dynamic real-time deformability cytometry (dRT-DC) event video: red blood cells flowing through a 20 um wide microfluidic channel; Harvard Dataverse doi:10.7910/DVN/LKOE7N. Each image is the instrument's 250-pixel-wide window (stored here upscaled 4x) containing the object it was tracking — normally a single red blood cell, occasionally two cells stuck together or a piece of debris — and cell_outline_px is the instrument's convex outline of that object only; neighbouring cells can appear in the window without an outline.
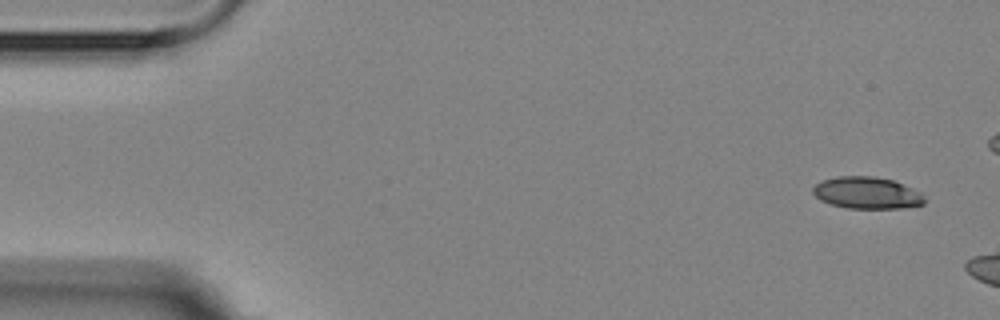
{"species": "Egyptian fruit bat (a non-hibernating species)", "species_latin": "Rousettus aegyptiacus", "temperature_condition": "room temperature", "stored_images_in_passage": 3, "camera_frame_rate_fps": 3000, "um_per_image_px": 0.085, "animal": {"sex": "female"}, "frame": {"image": 1, "passage_image": 1, "time_ms": 0.0, "image_size_px": [1000, 320], "cell_outline_px": [[924, 204], [904, 208], [848, 208], [832, 204], [820, 200], [812, 192], [812, 188], [820, 180], [836, 176], [872, 176], [892, 180], [912, 188], [920, 192], [924, 196]], "centroid_in_image_um": [73.67, 16.39], "position_along_channel_um": 11.3, "area_um2": 20.69}}